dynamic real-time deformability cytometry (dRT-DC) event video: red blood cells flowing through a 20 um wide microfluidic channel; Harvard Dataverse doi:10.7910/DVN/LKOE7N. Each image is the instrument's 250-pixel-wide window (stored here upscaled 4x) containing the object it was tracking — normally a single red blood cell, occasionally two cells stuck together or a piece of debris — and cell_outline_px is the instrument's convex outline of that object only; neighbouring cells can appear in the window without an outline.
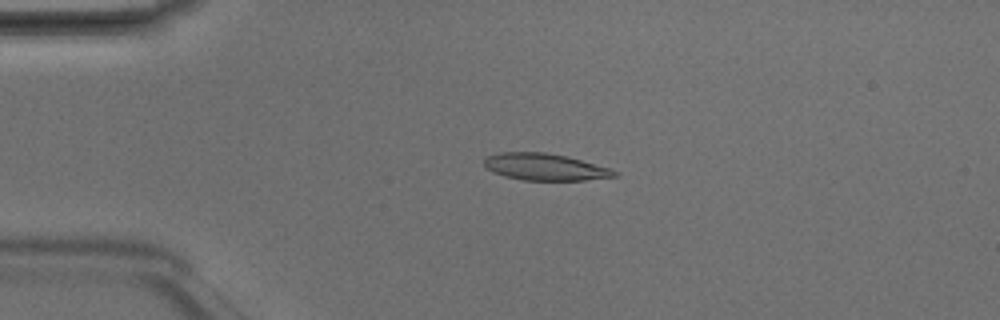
{"species": "Egyptian fruit bat (a non-hibernating species)", "species_latin": "Rousettus aegyptiacus", "temperature_condition": "room temperature", "stored_images_in_passage": 3, "camera_frame_rate_fps": 3000, "um_per_image_px": 0.085, "animal": {"sex": "male"}, "frame": {"image": 1, "passage_image": 3, "time_ms": 0.667, "image_size_px": [1000, 320], "cell_outline_px": [[620, 176], [584, 180], [524, 180], [504, 176], [492, 172], [484, 168], [484, 160], [488, 156], [500, 152], [544, 152], [568, 156], [608, 168], [620, 172]], "centroid_in_image_um": [46.32, 14.19], "position_along_channel_um": 38.7, "area_um2": 20.46}}